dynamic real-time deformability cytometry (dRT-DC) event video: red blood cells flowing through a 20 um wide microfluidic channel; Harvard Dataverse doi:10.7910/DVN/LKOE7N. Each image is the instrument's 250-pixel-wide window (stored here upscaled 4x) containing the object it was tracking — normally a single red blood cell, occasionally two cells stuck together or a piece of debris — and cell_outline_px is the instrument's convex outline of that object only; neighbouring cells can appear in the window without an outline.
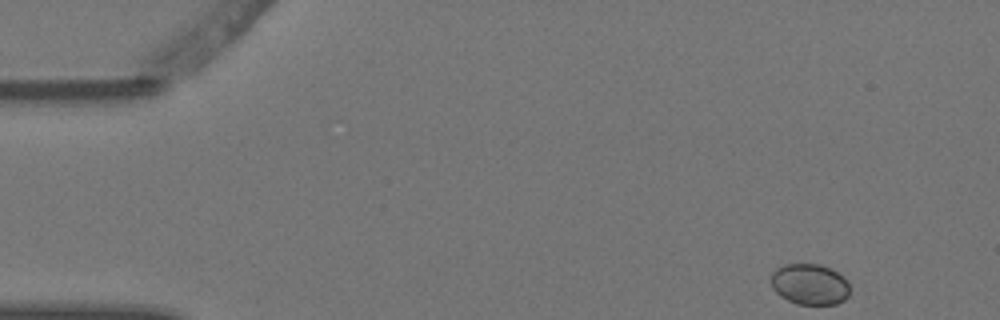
{"species": "Egyptian fruit bat (a non-hibernating species)", "species_latin": "Rousettus aegyptiacus", "temperature_condition": "warm", "stored_images_in_passage": 4, "camera_frame_rate_fps": 3000, "um_per_image_px": 0.085, "animal": {"sex": "female"}, "frame": {"image": 1, "passage_image": 1, "time_ms": 0.0, "image_size_px": [1000, 320], "cell_outline_px": [[848, 296], [844, 300], [836, 304], [796, 304], [780, 296], [772, 288], [772, 272], [776, 268], [784, 264], [820, 264], [844, 276], [848, 284]], "centroid_in_image_um": [68.81, 24.16], "position_along_channel_um": 16.2, "area_um2": 18.73}}
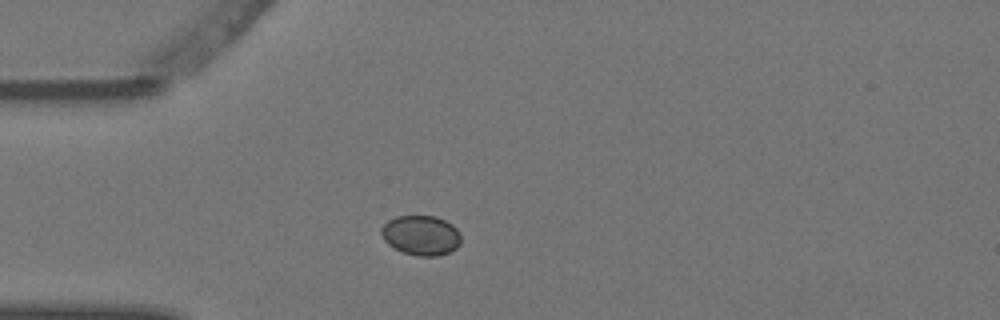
{"frame": {"image": 2, "passage_image": 4, "time_ms": 1.0, "image_size_px": [1000, 320], "cell_outline_px": [[460, 244], [456, 248], [448, 252], [436, 256], [420, 256], [404, 252], [388, 244], [384, 240], [380, 232], [380, 228], [388, 220], [396, 216], [436, 216], [452, 224], [456, 228], [460, 236]], "centroid_in_image_um": [35.77, 19.99], "position_along_channel_um": 49.2, "area_um2": 18.38}}